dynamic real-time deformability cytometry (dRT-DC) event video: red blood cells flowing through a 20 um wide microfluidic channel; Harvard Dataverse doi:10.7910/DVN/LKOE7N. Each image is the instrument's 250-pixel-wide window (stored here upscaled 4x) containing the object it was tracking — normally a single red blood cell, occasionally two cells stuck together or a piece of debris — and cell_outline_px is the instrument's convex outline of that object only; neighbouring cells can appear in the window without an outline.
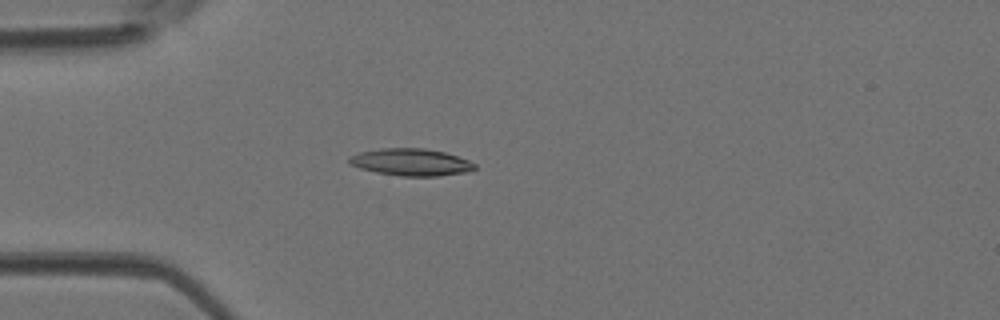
{"species": "Egyptian fruit bat (a non-hibernating species)", "species_latin": "Rousettus aegyptiacus", "temperature_condition": "room temperature", "stored_images_in_passage": 35, "camera_frame_rate_fps": 3000, "um_per_image_px": 0.085, "animal": {"sex": "female"}, "frame": {"image": 1, "passage_image": 3, "time_ms": 0.667, "image_size_px": [1000, 320], "cell_outline_px": [[476, 168], [464, 172], [440, 176], [400, 176], [376, 172], [360, 168], [348, 164], [348, 156], [360, 152], [380, 148], [424, 148], [444, 152], [468, 160], [476, 164]], "centroid_in_image_um": [34.89, 13.78], "position_along_channel_um": 50.1, "area_um2": 19.83}}
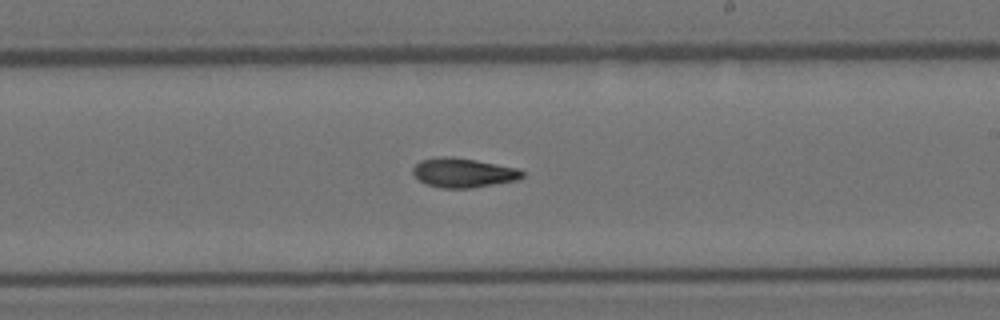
{"frame": {"image": 2, "passage_image": 17, "time_ms": 5.333, "image_size_px": [1000, 320], "cell_outline_px": [[524, 176], [516, 180], [472, 188], [444, 188], [428, 184], [420, 180], [412, 172], [412, 168], [420, 160], [440, 156], [448, 156], [476, 160], [516, 168], [524, 172]], "centroid_in_image_um": [39.36, 14.67], "position_along_channel_um": 249.6, "area_um2": 18.5}}
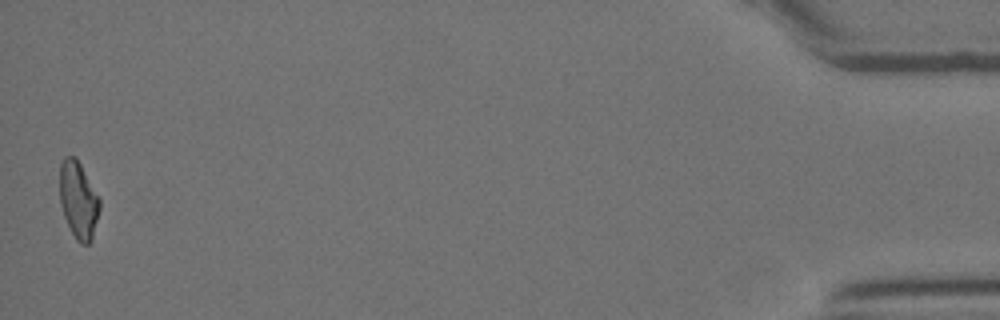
{"frame": {"image": 3, "passage_image": 35, "time_ms": 11.333, "image_size_px": [1000, 320], "cell_outline_px": [[100, 208], [92, 240], [88, 244], [80, 244], [76, 240], [64, 216], [60, 204], [60, 164], [64, 156], [76, 156], [100, 200]], "centroid_in_image_um": [6.66, 17.0], "position_along_channel_um": 428.5, "area_um2": 17.86}}